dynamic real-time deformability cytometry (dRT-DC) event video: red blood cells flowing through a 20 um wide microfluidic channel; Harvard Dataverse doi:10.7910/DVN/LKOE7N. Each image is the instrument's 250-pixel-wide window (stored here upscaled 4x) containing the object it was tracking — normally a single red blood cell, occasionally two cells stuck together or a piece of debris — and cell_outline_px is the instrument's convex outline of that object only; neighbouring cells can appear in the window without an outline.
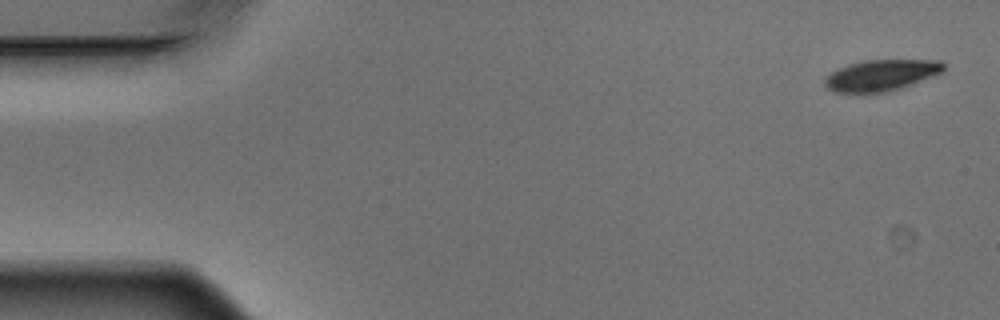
{"species": "Egyptian fruit bat (a non-hibernating species)", "species_latin": "Rousettus aegyptiacus", "temperature_condition": "warm", "stored_images_in_passage": 5, "camera_frame_rate_fps": 3000, "um_per_image_px": 0.085, "animal": {"sex": "male"}, "frame": {"image": 1, "passage_image": 1, "time_ms": 0.0, "image_size_px": [1000, 320], "cell_outline_px": [[944, 68], [940, 72], [900, 88], [888, 92], [832, 92], [824, 84], [824, 80], [836, 68], [848, 64], [864, 60], [940, 60], [944, 64]], "centroid_in_image_um": [74.85, 6.38], "position_along_channel_um": 10.2, "area_um2": 21.21}}
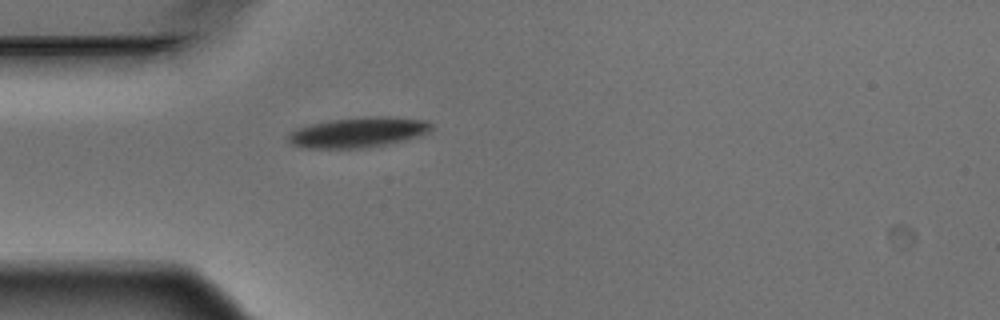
{"frame": {"image": 2, "passage_image": 5, "time_ms": 1.333, "image_size_px": [1000, 320], "cell_outline_px": [[432, 128], [428, 132], [404, 140], [388, 144], [364, 148], [304, 148], [288, 144], [288, 132], [296, 128], [312, 124], [332, 120], [368, 116], [388, 116], [428, 120], [432, 124]], "centroid_in_image_um": [30.42, 11.25], "position_along_channel_um": 54.6, "area_um2": 25.32}}